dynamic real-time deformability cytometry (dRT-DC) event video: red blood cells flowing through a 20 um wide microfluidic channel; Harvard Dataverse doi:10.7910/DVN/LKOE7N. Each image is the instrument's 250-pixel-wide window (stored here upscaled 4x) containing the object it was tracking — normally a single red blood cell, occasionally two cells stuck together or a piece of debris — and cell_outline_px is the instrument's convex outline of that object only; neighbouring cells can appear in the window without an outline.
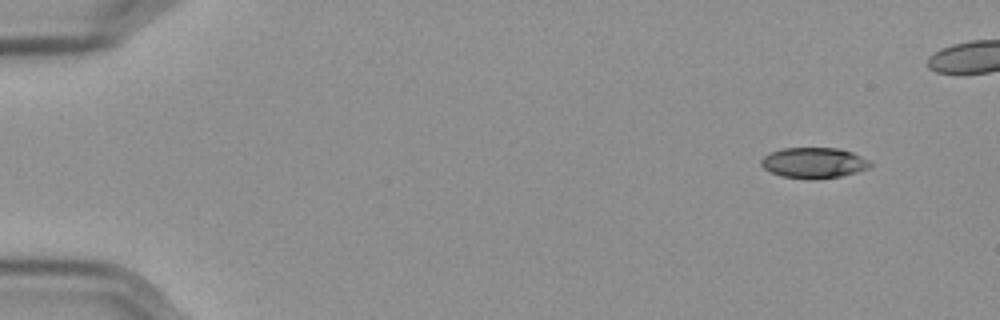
{"species": "Egyptian fruit bat (a non-hibernating species)", "species_latin": "Rousettus aegyptiacus", "temperature_condition": "cold", "stored_images_in_passage": 48, "camera_frame_rate_fps": 3000, "um_per_image_px": 0.085, "frame": {"image": 1, "passage_image": 1, "time_ms": 0.0, "image_size_px": [1000, 320], "cell_outline_px": [[872, 164], [868, 168], [856, 172], [840, 176], [780, 176], [764, 168], [760, 164], [760, 160], [768, 152], [784, 148], [840, 148], [852, 152], [868, 160]], "centroid_in_image_um": [69.15, 13.78], "position_along_channel_um": 15.8, "area_um2": 18.67}}
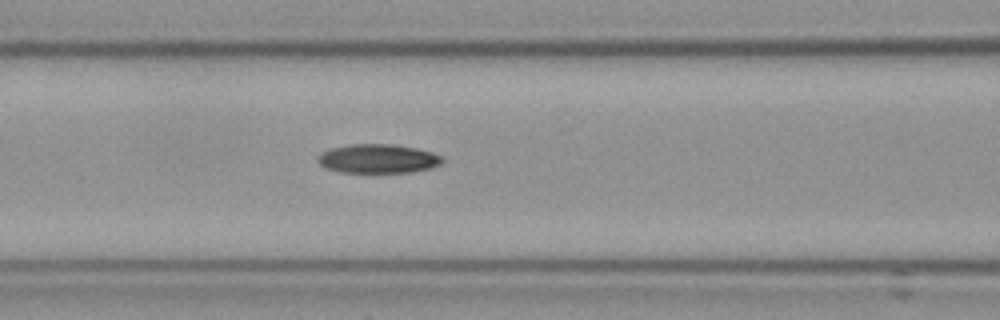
{"frame": {"image": 2, "passage_image": 21, "time_ms": 6.667, "image_size_px": [1000, 320], "cell_outline_px": [[444, 160], [440, 164], [428, 168], [408, 172], [340, 172], [328, 168], [320, 164], [316, 160], [316, 156], [332, 148], [352, 144], [392, 144], [416, 148], [432, 152], [440, 156]], "centroid_in_image_um": [32.11, 13.48], "position_along_channel_um": 134.5, "area_um2": 20.75}}
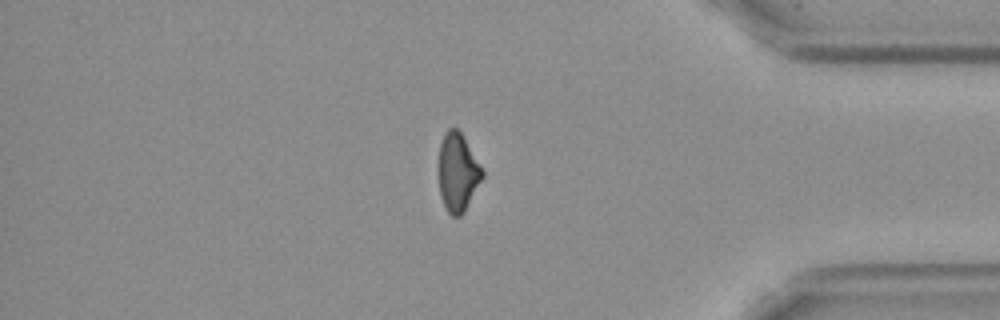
{"frame": {"image": 3, "passage_image": 45, "time_ms": 14.667, "image_size_px": [1000, 320], "cell_outline_px": [[484, 176], [464, 212], [460, 216], [452, 216], [448, 212], [440, 196], [440, 144], [448, 128], [456, 128], [460, 132], [484, 172]], "centroid_in_image_um": [38.92, 14.68], "position_along_channel_um": 396.3, "area_um2": 19.31}}